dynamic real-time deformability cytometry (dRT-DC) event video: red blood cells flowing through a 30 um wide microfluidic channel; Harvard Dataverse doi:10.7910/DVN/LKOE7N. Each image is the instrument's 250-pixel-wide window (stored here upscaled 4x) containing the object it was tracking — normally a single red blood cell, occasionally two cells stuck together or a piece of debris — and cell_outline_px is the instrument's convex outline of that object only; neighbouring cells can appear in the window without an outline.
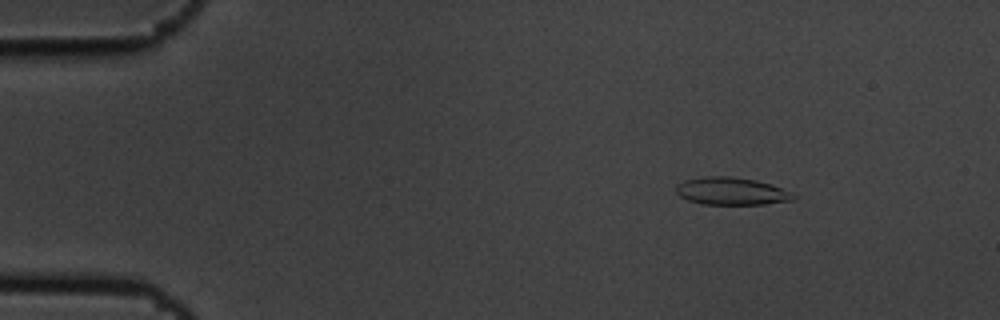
{"species": "common noctule bat (a hibernating species)", "species_latin": "Nyctalus noctula", "temperature_condition": "cold", "stored_images_in_passage": 9, "camera_frame_rate_fps": 3000, "um_per_image_px": 0.085, "animal": {"sex": "male", "body_mass_g": 19.5, "forearm_length_mm": 54.6}, "frame": {"image": 1, "passage_image": 3, "time_ms": 0.667, "image_size_px": [1000, 320], "cell_outline_px": [[796, 200], [764, 204], [704, 204], [688, 200], [680, 196], [676, 192], [676, 184], [684, 180], [704, 176], [728, 176], [756, 180], [792, 192], [796, 196]], "centroid_in_image_um": [62.16, 16.25], "position_along_channel_um": 22.8, "area_um2": 18.79}}
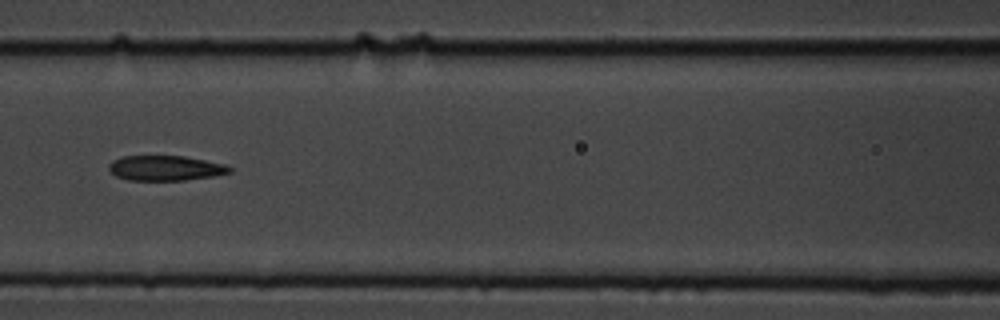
{"frame": {"image": 2, "passage_image": 8, "time_ms": 2.333, "image_size_px": [1000, 320], "cell_outline_px": [[232, 172], [216, 176], [184, 180], [128, 180], [116, 176], [108, 168], [108, 164], [112, 160], [120, 156], [184, 156], [224, 164], [232, 168]], "centroid_in_image_um": [14.05, 14.29], "position_along_channel_um": 152.5, "area_um2": 17.69}}
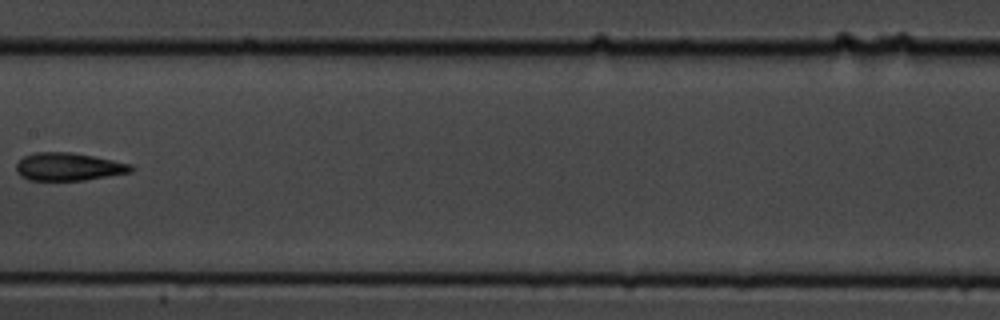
{"frame": {"image": 3, "passage_image": 9, "time_ms": 2.667, "image_size_px": [1000, 320], "cell_outline_px": [[136, 168], [132, 172], [84, 180], [28, 180], [20, 176], [16, 172], [16, 164], [24, 156], [36, 152], [72, 152], [132, 164]], "centroid_in_image_um": [5.83, 14.17], "position_along_channel_um": 201.6, "area_um2": 18.67}}